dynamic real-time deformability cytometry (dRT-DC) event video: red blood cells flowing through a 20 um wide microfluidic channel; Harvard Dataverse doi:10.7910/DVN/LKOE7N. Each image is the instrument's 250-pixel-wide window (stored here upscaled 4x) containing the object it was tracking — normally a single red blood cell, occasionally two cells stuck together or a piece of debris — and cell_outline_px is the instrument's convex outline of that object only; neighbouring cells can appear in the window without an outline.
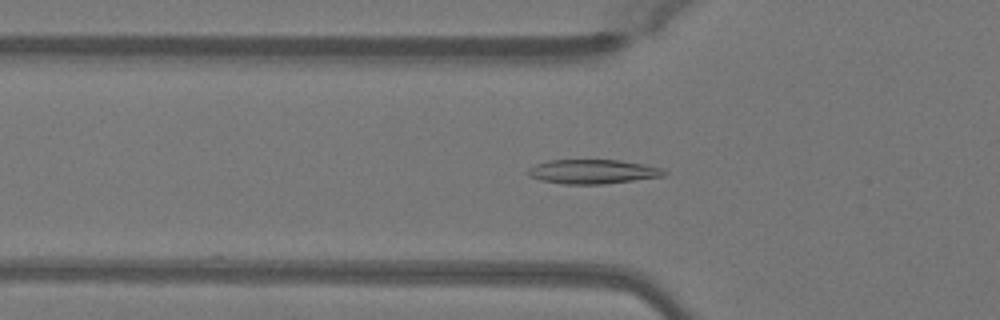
{"species": "Egyptian fruit bat (a non-hibernating species)", "species_latin": "Rousettus aegyptiacus", "temperature_condition": "warm", "stored_images_in_passage": 43, "camera_frame_rate_fps": 3000, "um_per_image_px": 0.085, "animal": {"sex": "female"}, "frame": {"image": 1, "passage_image": 10, "time_ms": 3.0, "image_size_px": [1000, 320], "cell_outline_px": [[668, 172], [664, 176], [604, 184], [564, 184], [540, 180], [528, 176], [528, 168], [536, 164], [548, 160], [620, 160], [644, 164], [664, 168]], "centroid_in_image_um": [50.4, 14.58], "position_along_channel_um": 75.4, "area_um2": 19.36}}
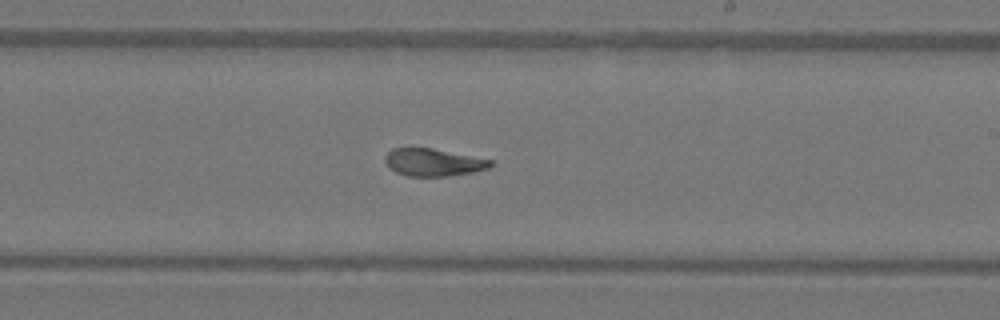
{"frame": {"image": 2, "passage_image": 23, "time_ms": 7.333, "image_size_px": [1000, 320], "cell_outline_px": [[496, 164], [488, 168], [472, 172], [448, 176], [408, 176], [396, 172], [388, 168], [384, 160], [384, 156], [392, 148], [432, 148], [492, 160]], "centroid_in_image_um": [36.81, 13.8], "position_along_channel_um": 252.2, "area_um2": 16.94}}
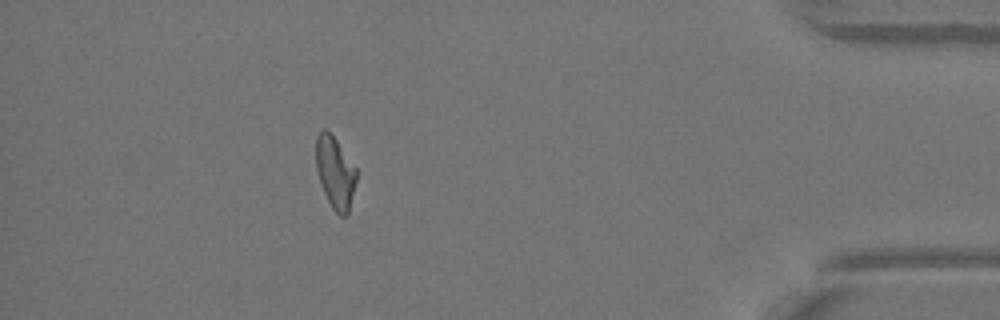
{"frame": {"image": 3, "passage_image": 38, "time_ms": 12.333, "image_size_px": [1000, 320], "cell_outline_px": [[356, 180], [348, 216], [340, 216], [332, 208], [320, 184], [316, 168], [316, 136], [324, 128], [336, 140], [356, 168]], "centroid_in_image_um": [28.48, 14.7], "position_along_channel_um": 406.7, "area_um2": 16.76}, "authors_computed_cell_mechanics": {"area_um2": 17.6868, "velocity_mm_per_s": 4.0586, "shape_relaxation_time_tau1_ms": null, "shape_relaxation_time_tau2_ms": 1.6791, "deformation_change_tau1": null, "deformation_change_tau2": 0.0738}}